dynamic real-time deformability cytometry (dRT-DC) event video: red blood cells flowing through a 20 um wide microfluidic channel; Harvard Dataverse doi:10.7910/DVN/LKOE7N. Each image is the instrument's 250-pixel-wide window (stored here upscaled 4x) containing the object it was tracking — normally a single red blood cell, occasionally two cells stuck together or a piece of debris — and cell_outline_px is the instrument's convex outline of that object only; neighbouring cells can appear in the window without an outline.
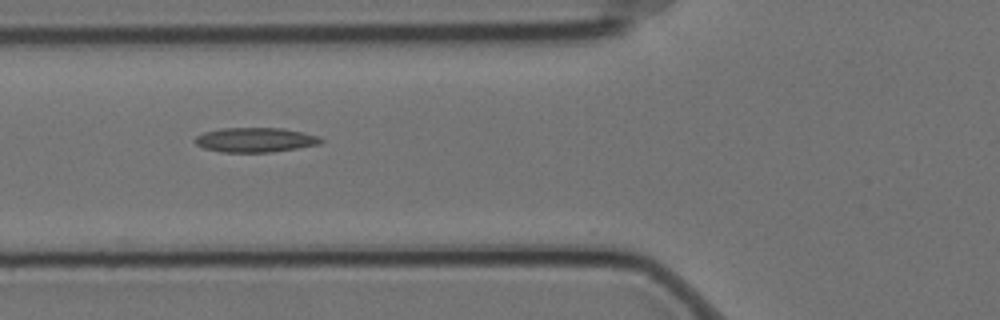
{"species": "Egyptian fruit bat (a non-hibernating species)", "species_latin": "Rousettus aegyptiacus", "temperature_condition": "cold", "stored_images_in_passage": 5, "camera_frame_rate_fps": 3000, "um_per_image_px": 0.085, "animal": {"sex": "female"}, "frame": {"image": 1, "passage_image": 4, "time_ms": 1.0, "image_size_px": [1000, 320], "cell_outline_px": [[324, 140], [320, 144], [272, 152], [220, 152], [204, 148], [196, 144], [192, 140], [196, 136], [204, 132], [220, 128], [284, 128], [304, 132], [320, 136]], "centroid_in_image_um": [21.7, 11.88], "position_along_channel_um": 104.1, "area_um2": 18.21}}
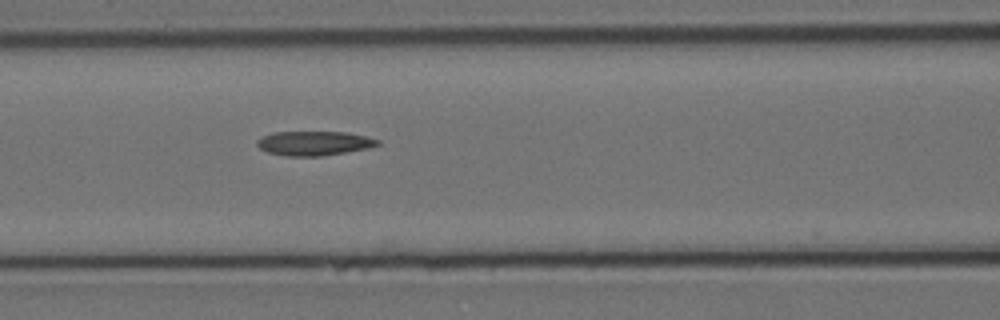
{"frame": {"image": 2, "passage_image": 5, "time_ms": 1.333, "image_size_px": [1000, 320], "cell_outline_px": [[380, 144], [368, 148], [320, 156], [284, 156], [268, 152], [260, 148], [256, 144], [256, 140], [260, 136], [272, 132], [348, 132], [368, 136], [380, 140]], "centroid_in_image_um": [26.68, 12.16], "position_along_channel_um": 139.9, "area_um2": 17.22}}